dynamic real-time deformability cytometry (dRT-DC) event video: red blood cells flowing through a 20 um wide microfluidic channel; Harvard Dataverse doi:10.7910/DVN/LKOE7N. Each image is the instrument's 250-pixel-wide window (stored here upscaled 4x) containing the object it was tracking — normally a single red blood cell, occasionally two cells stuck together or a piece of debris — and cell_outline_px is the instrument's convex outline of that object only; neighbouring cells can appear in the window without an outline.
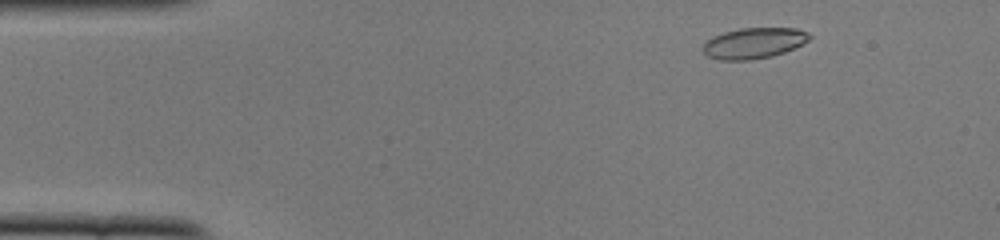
{"species": "common noctule bat (a hibernating species)", "species_latin": "Nyctalus noctula", "temperature_condition": "cold", "stored_images_in_passage": 48, "camera_frame_rate_fps": 3000, "um_per_image_px": 0.085, "animal": {"sex": "female", "body_mass_g": 22.0, "forearm_length_mm": 56.7}, "frame": {"image": 1, "passage_image": 3, "time_ms": 0.667, "image_size_px": [1000, 240], "cell_outline_px": [[812, 36], [808, 40], [784, 52], [772, 56], [748, 60], [720, 60], [708, 56], [700, 48], [712, 36], [724, 32], [740, 28], [796, 28], [808, 32]], "centroid_in_image_um": [64.05, 3.66], "position_along_channel_um": 21.0, "area_um2": 19.02}}
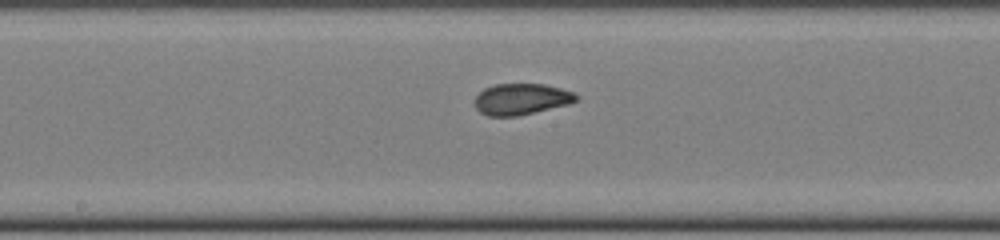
{"frame": {"image": 2, "passage_image": 23, "time_ms": 7.333, "image_size_px": [1000, 240], "cell_outline_px": [[580, 96], [576, 100], [568, 104], [516, 116], [488, 116], [480, 112], [476, 108], [476, 96], [484, 88], [496, 84], [544, 84], [576, 92]], "centroid_in_image_um": [44.33, 8.41], "position_along_channel_um": 203.9, "area_um2": 18.32}}
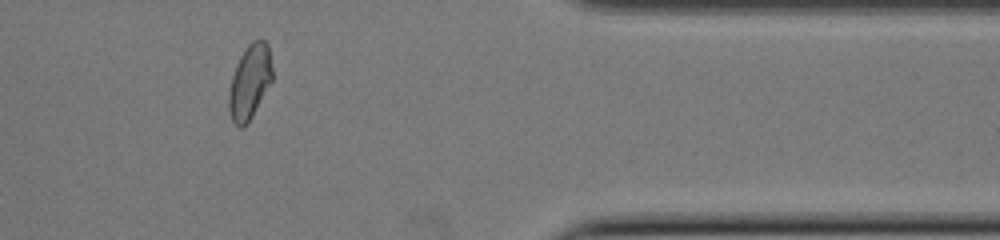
{"frame": {"image": 3, "passage_image": 39, "time_ms": 12.667, "image_size_px": [1000, 240], "cell_outline_px": [[272, 80], [252, 116], [240, 128], [232, 120], [228, 108], [228, 92], [232, 76], [236, 64], [240, 56], [248, 44], [252, 40], [264, 40], [268, 44], [272, 68]], "centroid_in_image_um": [21.21, 6.92], "position_along_channel_um": 390.2, "area_um2": 18.61}, "authors_computed_cell_mechanics": {"area_um2": 18.8428, "velocity_mm_per_s": 3.9127, "shape_relaxation_time_tau1_ms": null, "shape_relaxation_time_tau2_ms": 1.1655, "deformation_change_tau1": null, "deformation_change_tau2": 0.0559}}